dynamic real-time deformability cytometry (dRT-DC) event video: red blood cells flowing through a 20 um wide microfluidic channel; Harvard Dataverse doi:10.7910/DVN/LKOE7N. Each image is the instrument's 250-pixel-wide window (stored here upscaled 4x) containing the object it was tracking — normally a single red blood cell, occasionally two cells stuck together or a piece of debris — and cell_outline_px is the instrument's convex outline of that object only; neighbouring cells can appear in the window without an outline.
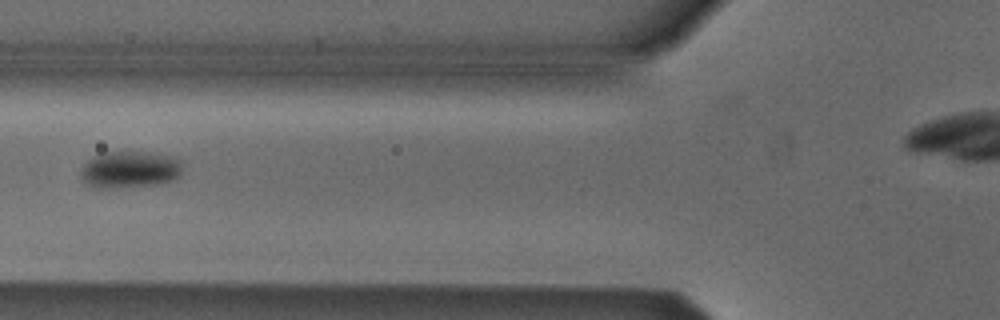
{"species": "Egyptian fruit bat (a non-hibernating species)", "species_latin": "Rousettus aegyptiacus", "temperature_condition": "cold", "stored_images_in_passage": 2, "camera_frame_rate_fps": 3000, "um_per_image_px": 0.085, "animal": {"sex": "male"}, "frame": {"image": 1, "passage_image": 2, "time_ms": 1.0, "image_size_px": [1000, 320], "cell_outline_px": [[180, 176], [172, 180], [160, 184], [116, 188], [96, 188], [88, 184], [80, 176], [80, 172], [84, 164], [92, 156], [104, 152], [144, 152], [172, 156], [180, 160]], "centroid_in_image_um": [11.01, 14.42], "position_along_channel_um": 114.8, "area_um2": 21.85}}